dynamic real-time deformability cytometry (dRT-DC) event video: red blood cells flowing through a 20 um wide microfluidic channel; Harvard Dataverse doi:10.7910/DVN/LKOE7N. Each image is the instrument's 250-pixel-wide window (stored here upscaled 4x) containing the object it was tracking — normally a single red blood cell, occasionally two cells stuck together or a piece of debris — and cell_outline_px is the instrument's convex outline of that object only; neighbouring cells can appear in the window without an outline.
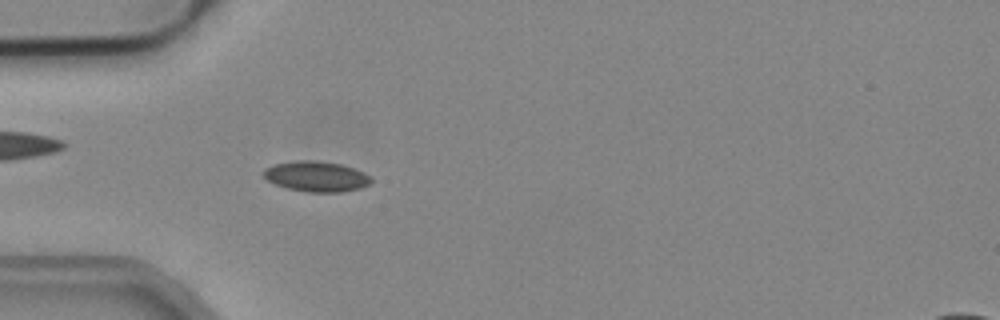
{"species": "common noctule bat (a hibernating species)", "species_latin": "Nyctalus noctula", "temperature_condition": "cold", "stored_images_in_passage": 53, "camera_frame_rate_fps": 3000, "um_per_image_px": 0.085, "animal": {"sex": "male", "body_mass_g": 19.2, "forearm_length_mm": 51.8}, "frame": {"image": 1, "passage_image": 16, "time_ms": 5.0, "image_size_px": [1000, 320], "cell_outline_px": [[372, 180], [368, 184], [360, 188], [340, 192], [308, 192], [288, 188], [276, 184], [268, 180], [264, 176], [264, 168], [272, 164], [300, 160], [316, 160], [340, 164], [352, 168], [368, 176]], "centroid_in_image_um": [26.84, 14.99], "position_along_channel_um": 58.2, "area_um2": 18.73}, "authors_computed_cell_mechanics": {"area_um2": 18.2648, "velocity_mm_per_s": 3.8913, "shape_relaxation_time_tau1_ms": null, "shape_relaxation_time_tau2_ms": 1.5363, "deformation_change_tau1": null, "deformation_change_tau2": 0.0532}}